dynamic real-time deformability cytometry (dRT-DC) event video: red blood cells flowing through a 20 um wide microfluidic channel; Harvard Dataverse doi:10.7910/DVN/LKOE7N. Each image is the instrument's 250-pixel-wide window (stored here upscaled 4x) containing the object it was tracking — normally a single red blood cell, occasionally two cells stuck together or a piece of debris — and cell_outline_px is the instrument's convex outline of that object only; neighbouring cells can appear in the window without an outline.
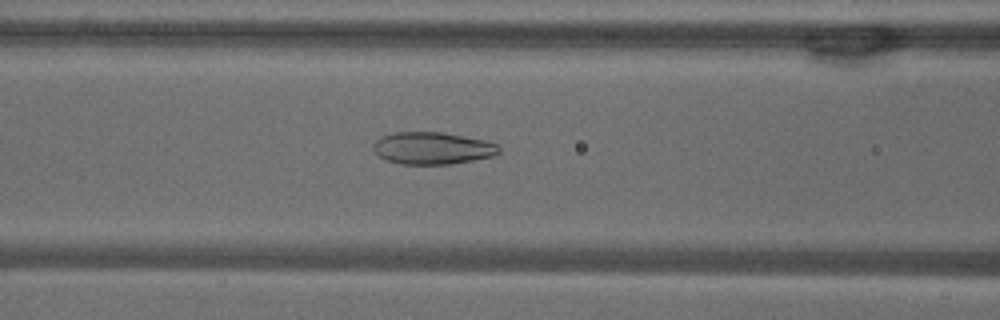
{"species": "common noctule bat (a hibernating species)", "species_latin": "Nyctalus noctula", "temperature_condition": "warm", "stored_images_in_passage": 39, "camera_frame_rate_fps": 3000, "um_per_image_px": 0.085, "animal": {"sex": "male", "body_mass_g": 18.8}, "frame": {"image": 1, "passage_image": 8, "time_ms": 2.333, "image_size_px": [1000, 320], "cell_outline_px": [[500, 152], [492, 156], [472, 160], [448, 164], [400, 164], [388, 160], [380, 156], [372, 148], [372, 144], [380, 136], [396, 132], [444, 132], [484, 140], [496, 144], [500, 148]], "centroid_in_image_um": [36.73, 12.58], "position_along_channel_um": 129.9, "area_um2": 23.47}}
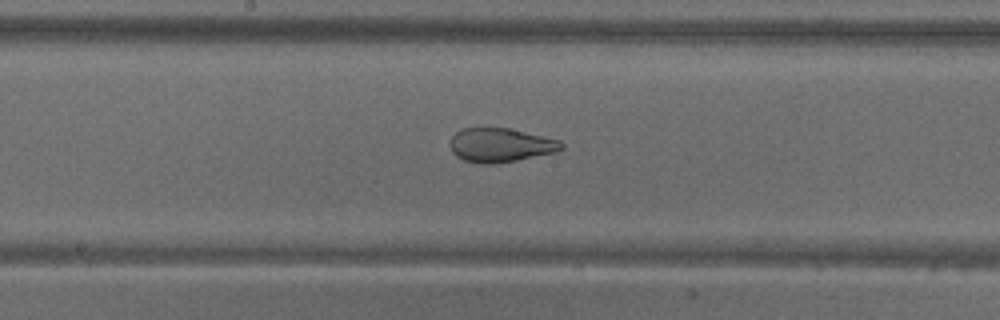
{"frame": {"image": 2, "passage_image": 14, "time_ms": 4.333, "image_size_px": [1000, 320], "cell_outline_px": [[564, 148], [556, 152], [516, 160], [492, 164], [484, 164], [464, 160], [456, 156], [452, 152], [452, 136], [460, 128], [508, 128], [560, 140], [564, 144]], "centroid_in_image_um": [42.56, 12.33], "position_along_channel_um": 205.6, "area_um2": 21.85}}
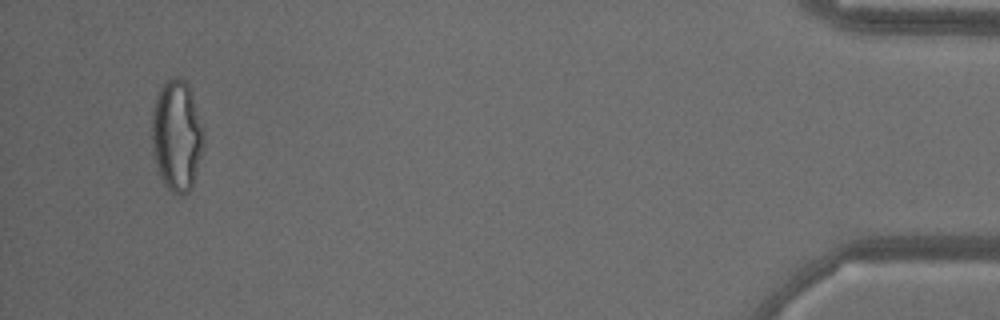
{"frame": {"image": 3, "passage_image": 37, "time_ms": 12.0, "image_size_px": [1000, 320], "cell_outline_px": [[204, 148], [192, 188], [188, 192], [180, 196], [172, 192], [164, 184], [156, 168], [152, 152], [152, 116], [156, 92], [164, 80], [172, 76], [180, 76], [188, 84], [204, 128]], "centroid_in_image_um": [15.03, 11.51], "position_along_channel_um": 420.2, "area_um2": 34.39}, "authors_computed_cell_mechanics": {"area_um2": 25.0274, "velocity_mm_per_s": 3.7874, "shape_relaxation_time_tau1_ms": null, "shape_relaxation_time_tau2_ms": 1.1457, "deformation_change_tau1": null, "deformation_change_tau2": 0.0852}}